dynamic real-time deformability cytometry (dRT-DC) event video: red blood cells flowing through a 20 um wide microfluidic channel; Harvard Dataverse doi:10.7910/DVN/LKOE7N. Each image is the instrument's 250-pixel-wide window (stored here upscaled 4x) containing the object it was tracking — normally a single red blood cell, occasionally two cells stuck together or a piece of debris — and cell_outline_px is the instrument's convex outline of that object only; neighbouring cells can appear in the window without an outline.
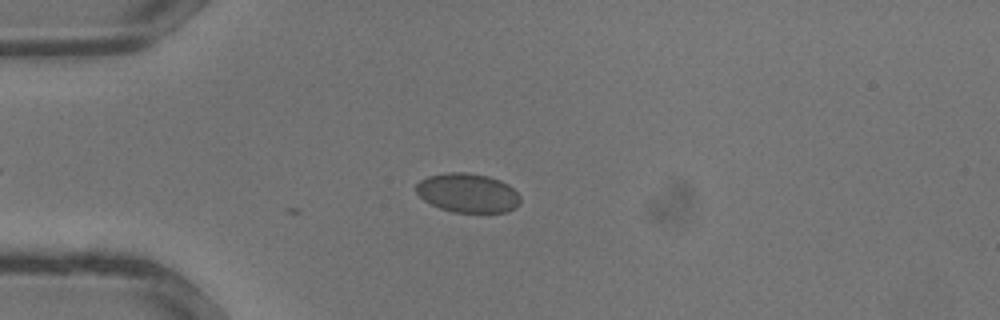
{"species": "common noctule bat (a hibernating species)", "species_latin": "Nyctalus noctula", "temperature_condition": "warm", "stored_images_in_passage": 3, "camera_frame_rate_fps": 3000, "um_per_image_px": 0.085, "animal": {"sex": "male", "body_mass_g": 13.3}, "frame": {"image": 1, "passage_image": 3, "time_ms": 0.667, "image_size_px": [1000, 320], "cell_outline_px": [[520, 204], [508, 212], [452, 212], [440, 208], [424, 200], [416, 192], [416, 184], [420, 180], [428, 176], [448, 172], [468, 172], [488, 176], [500, 180], [508, 184], [520, 196]], "centroid_in_image_um": [39.76, 16.39], "position_along_channel_um": 45.2, "area_um2": 23.81}}